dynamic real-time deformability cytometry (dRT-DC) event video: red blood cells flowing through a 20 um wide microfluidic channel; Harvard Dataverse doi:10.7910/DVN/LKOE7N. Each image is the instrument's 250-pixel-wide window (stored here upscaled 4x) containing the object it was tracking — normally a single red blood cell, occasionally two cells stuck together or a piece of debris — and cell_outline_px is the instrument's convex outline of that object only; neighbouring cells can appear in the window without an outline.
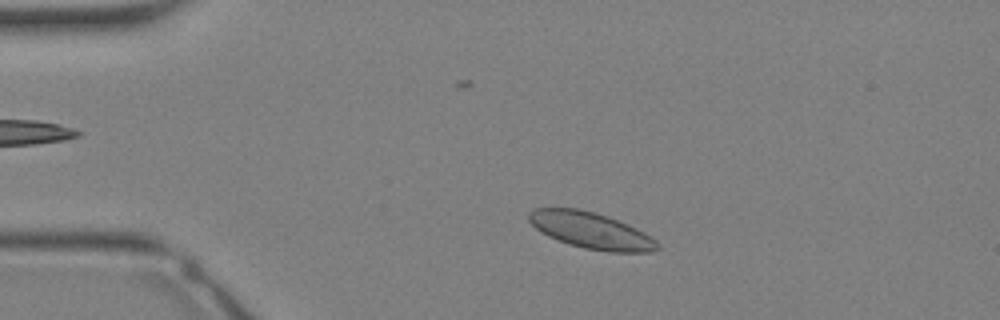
{"species": "Egyptian fruit bat (a non-hibernating species)", "species_latin": "Rousettus aegyptiacus", "temperature_condition": "warm", "stored_images_in_passage": 30, "camera_frame_rate_fps": 3000, "um_per_image_px": 0.085, "animal": {"sex": "female"}, "frame": {"image": 1, "passage_image": 3, "time_ms": 0.667, "image_size_px": [1000, 320], "cell_outline_px": [[660, 248], [652, 252], [608, 252], [584, 248], [568, 244], [548, 236], [536, 228], [528, 220], [528, 212], [532, 208], [580, 208], [608, 216], [628, 224], [644, 232], [656, 240]], "centroid_in_image_um": [50.23, 19.59], "position_along_channel_um": 34.8, "area_um2": 27.34}}
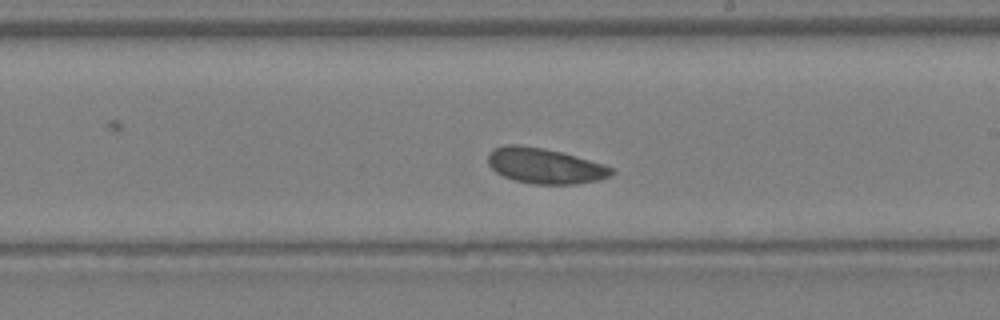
{"frame": {"image": 2, "passage_image": 16, "time_ms": 5.0, "image_size_px": [1000, 320], "cell_outline_px": [[616, 172], [612, 176], [600, 180], [576, 184], [532, 184], [516, 180], [504, 176], [496, 172], [488, 164], [488, 152], [492, 148], [508, 144], [516, 144], [544, 148], [560, 152], [604, 164], [612, 168]], "centroid_in_image_um": [46.32, 14.1], "position_along_channel_um": 242.7, "area_um2": 25.61}}
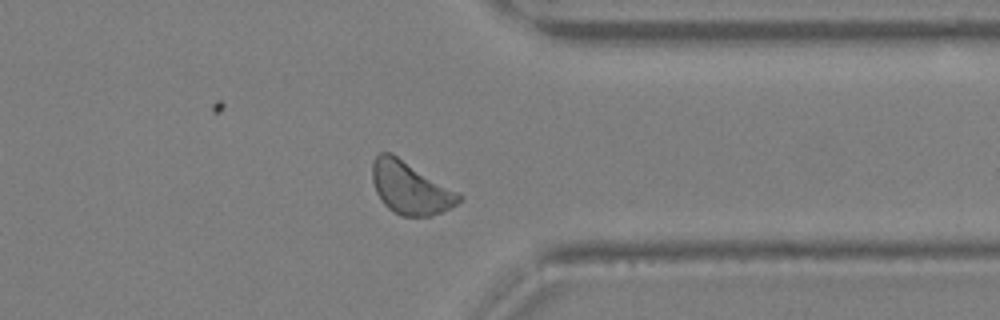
{"frame": {"image": 3, "passage_image": 23, "time_ms": 7.333, "image_size_px": [1000, 320], "cell_outline_px": [[464, 200], [432, 216], [400, 216], [388, 208], [380, 200], [376, 192], [372, 180], [372, 160], [380, 152], [392, 152], [460, 192], [464, 196]], "centroid_in_image_um": [34.89, 15.95], "position_along_channel_um": 376.5, "area_um2": 26.93}}